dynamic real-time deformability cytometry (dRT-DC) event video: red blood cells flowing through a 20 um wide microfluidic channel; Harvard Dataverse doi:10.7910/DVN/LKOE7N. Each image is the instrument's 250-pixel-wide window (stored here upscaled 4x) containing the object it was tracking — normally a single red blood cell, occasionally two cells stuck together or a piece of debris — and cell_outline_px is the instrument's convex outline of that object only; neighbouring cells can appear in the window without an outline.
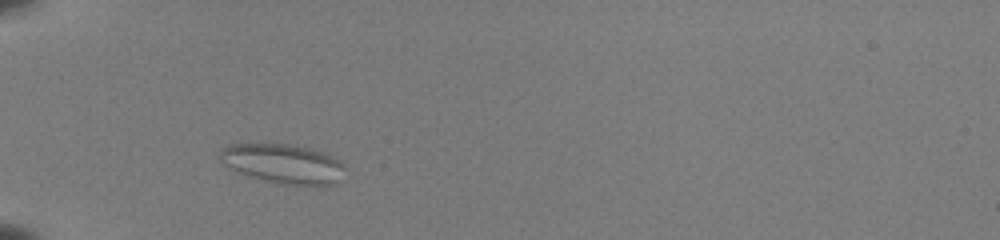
{"species": "common noctule bat (a hibernating species)", "species_latin": "Nyctalus noctula", "temperature_condition": "room temperature", "stored_images_in_passage": 38, "camera_frame_rate_fps": 3000, "um_per_image_px": 0.085, "animal": {"sex": "female", "body_mass_g": 22.0, "forearm_length_mm": 56.7}, "frame": {"image": 1, "passage_image": 4, "time_ms": 1.0, "image_size_px": [1000, 240], "cell_outline_px": [[348, 168], [336, 184], [280, 184], [248, 176], [236, 172], [220, 164], [220, 148], [232, 144], [288, 144], [312, 148], [328, 152], [340, 160]], "centroid_in_image_um": [24.08, 13.9], "position_along_channel_um": 60.9, "area_um2": 29.25}}
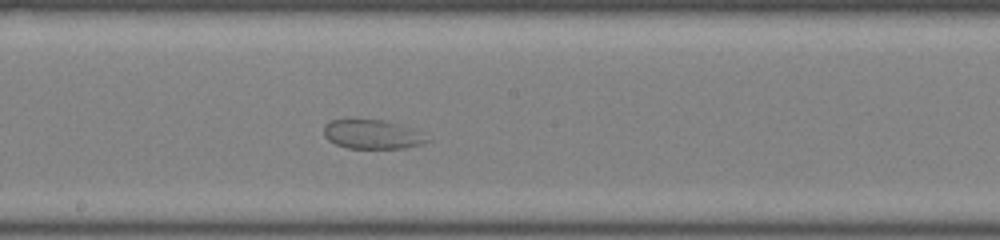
{"frame": {"image": 2, "passage_image": 17, "time_ms": 5.333, "image_size_px": [1000, 240], "cell_outline_px": [[432, 140], [420, 144], [404, 148], [348, 148], [336, 144], [328, 140], [324, 136], [324, 124], [332, 120], [384, 120], [412, 128]], "centroid_in_image_um": [31.63, 11.42], "position_along_channel_um": 216.6, "area_um2": 17.34}}
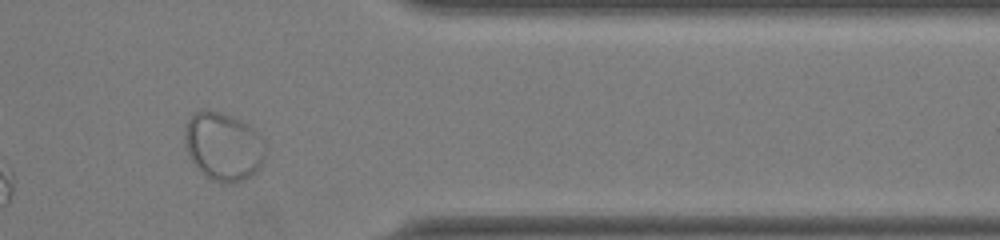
{"frame": {"image": 3, "passage_image": 31, "time_ms": 10.0, "image_size_px": [1000, 240], "cell_outline_px": [[268, 148], [264, 160], [260, 168], [256, 172], [244, 180], [220, 184], [212, 180], [196, 168], [188, 156], [184, 140], [184, 132], [188, 120], [196, 112], [204, 108], [220, 112], [232, 116], [248, 124], [264, 140]], "centroid_in_image_um": [19.0, 12.45], "position_along_channel_um": 392.4, "area_um2": 32.6}}